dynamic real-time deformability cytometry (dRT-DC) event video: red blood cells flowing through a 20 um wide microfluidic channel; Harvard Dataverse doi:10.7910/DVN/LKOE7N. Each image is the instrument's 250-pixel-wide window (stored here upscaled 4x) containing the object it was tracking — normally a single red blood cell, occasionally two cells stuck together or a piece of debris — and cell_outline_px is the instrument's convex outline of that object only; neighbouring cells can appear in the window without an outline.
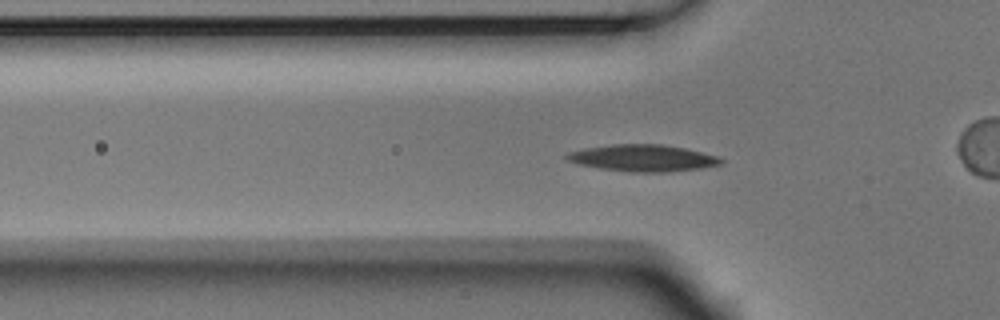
{"species": "Egyptian fruit bat (a non-hibernating species)", "species_latin": "Rousettus aegyptiacus", "temperature_condition": "room temperature", "stored_images_in_passage": 48, "camera_frame_rate_fps": 3000, "um_per_image_px": 0.085, "animal": {"sex": "male"}, "frame": {"image": 1, "passage_image": 10, "time_ms": 3.0, "image_size_px": [1000, 320], "cell_outline_px": [[724, 160], [720, 164], [700, 168], [668, 172], [628, 172], [600, 168], [580, 164], [568, 160], [564, 156], [568, 152], [584, 148], [612, 144], [660, 144], [684, 148], [720, 156]], "centroid_in_image_um": [54.65, 13.43], "position_along_channel_um": 71.2, "area_um2": 23.99}}
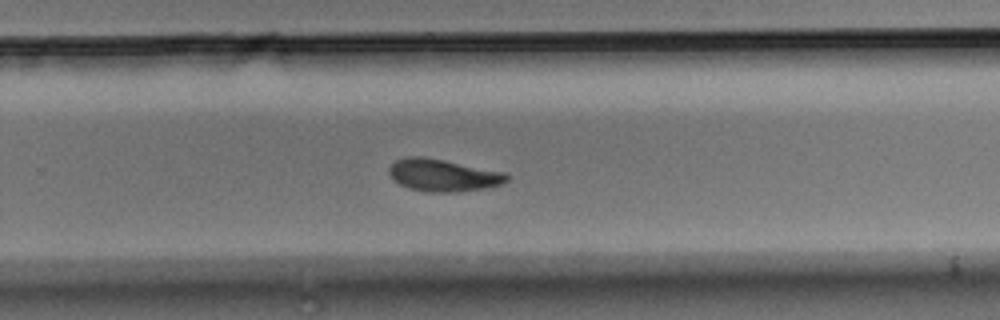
{"frame": {"image": 2, "passage_image": 28, "time_ms": 9.0, "image_size_px": [1000, 320], "cell_outline_px": [[512, 176], [508, 180], [500, 184], [488, 188], [456, 192], [432, 192], [408, 188], [400, 184], [388, 172], [388, 168], [396, 160], [408, 156], [424, 156], [508, 172]], "centroid_in_image_um": [37.73, 14.88], "position_along_channel_um": 292.1, "area_um2": 22.37}}
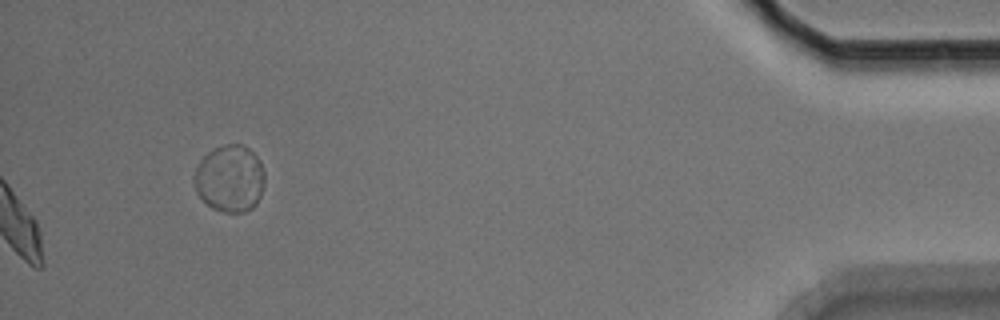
{"frame": {"image": 3, "passage_image": 48, "time_ms": 15.667, "image_size_px": [1000, 320], "cell_outline_px": [[264, 184], [260, 196], [256, 204], [252, 208], [244, 212], [224, 212], [212, 208], [196, 192], [196, 168], [200, 160], [212, 148], [224, 144], [244, 144], [260, 160], [264, 172]], "centroid_in_image_um": [19.56, 15.16], "position_along_channel_um": 415.6, "area_um2": 27.4}, "authors_computed_cell_mechanics": {"area_um2": 21.9929, "velocity_mm_per_s": 3.6753, "shape_relaxation_time_tau1_ms": 3.2817, "shape_relaxation_time_tau2_ms": 5.0882, "deformation_change_tau1": 0.1189, "deformation_change_tau2": 0.1008}}